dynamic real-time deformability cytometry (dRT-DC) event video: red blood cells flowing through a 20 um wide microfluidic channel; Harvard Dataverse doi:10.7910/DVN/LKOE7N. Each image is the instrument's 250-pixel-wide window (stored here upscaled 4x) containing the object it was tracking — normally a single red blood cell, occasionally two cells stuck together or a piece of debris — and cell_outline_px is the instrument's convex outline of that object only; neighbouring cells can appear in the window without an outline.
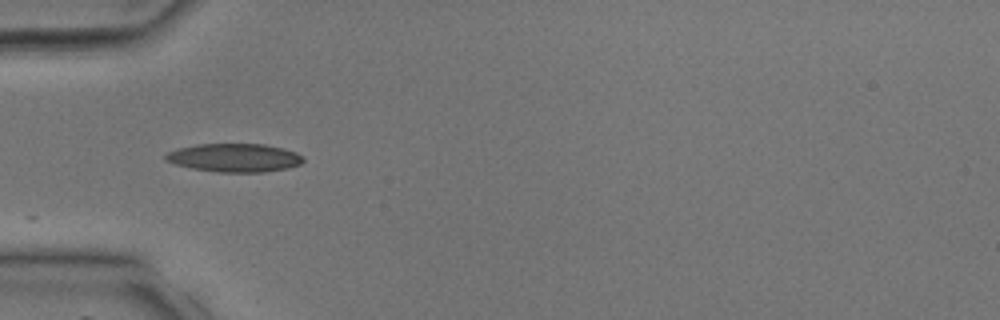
{"species": "common noctule bat (a hibernating species)", "species_latin": "Nyctalus noctula", "temperature_condition": "room temperature", "stored_images_in_passage": 18, "camera_frame_rate_fps": 3000, "um_per_image_px": 0.085, "animal": {"sex": "male", "body_mass_g": 17.9, "forearm_length_mm": 54.2}, "frame": {"image": 1, "passage_image": 1, "time_ms": 0.0, "image_size_px": [1000, 320], "cell_outline_px": [[304, 160], [300, 164], [288, 168], [264, 172], [220, 172], [192, 168], [176, 164], [164, 160], [164, 156], [168, 152], [180, 148], [196, 144], [264, 144], [284, 148], [296, 152], [304, 156]], "centroid_in_image_um": [19.96, 13.4], "position_along_channel_um": 65.0, "area_um2": 22.77}}
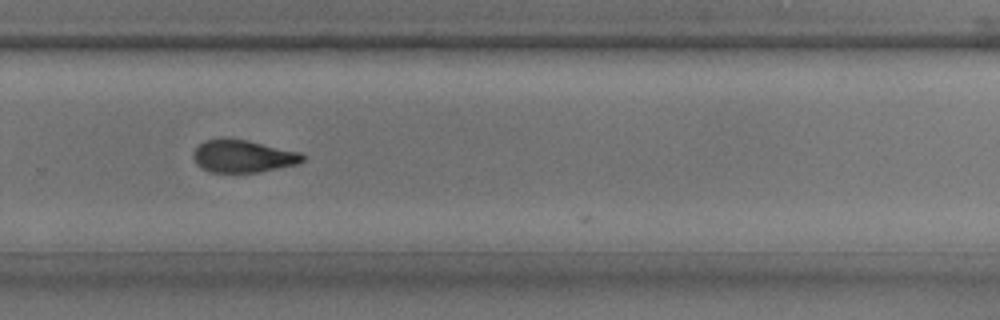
{"frame": {"image": 2, "passage_image": 15, "time_ms": 4.667, "image_size_px": [1000, 320], "cell_outline_px": [[304, 160], [296, 164], [260, 172], [212, 172], [200, 168], [196, 164], [192, 156], [192, 152], [204, 140], [220, 136], [224, 136], [248, 140], [300, 152], [304, 156]], "centroid_in_image_um": [20.59, 13.25], "position_along_channel_um": 309.2, "area_um2": 21.1}}
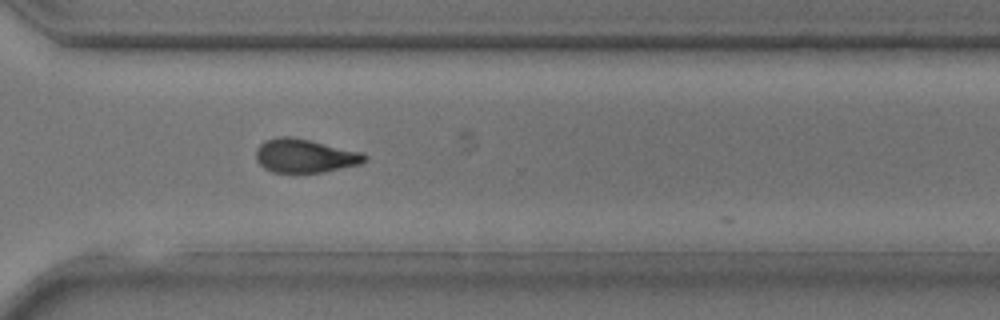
{"frame": {"image": 3, "passage_image": 17, "time_ms": 5.333, "image_size_px": [1000, 320], "cell_outline_px": [[368, 156], [360, 164], [324, 172], [272, 172], [264, 168], [256, 160], [256, 148], [264, 140], [280, 136], [288, 136], [308, 140], [364, 152]], "centroid_in_image_um": [25.9, 13.24], "position_along_channel_um": 344.7, "area_um2": 21.27}}